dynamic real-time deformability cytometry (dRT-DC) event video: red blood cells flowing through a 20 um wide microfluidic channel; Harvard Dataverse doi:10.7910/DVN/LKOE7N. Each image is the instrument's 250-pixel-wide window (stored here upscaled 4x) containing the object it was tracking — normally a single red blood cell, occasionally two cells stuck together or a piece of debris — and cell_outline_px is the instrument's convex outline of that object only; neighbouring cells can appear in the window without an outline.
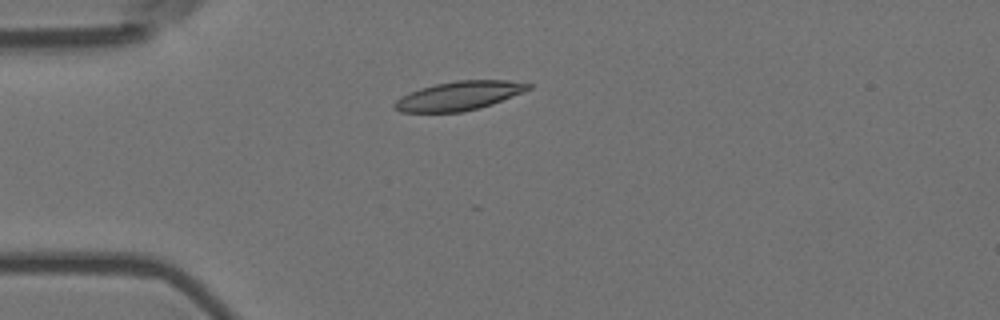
{"species": "Egyptian fruit bat (a non-hibernating species)", "species_latin": "Rousettus aegyptiacus", "temperature_condition": "room temperature", "stored_images_in_passage": 8, "camera_frame_rate_fps": 3000, "um_per_image_px": 0.085, "animal": {"sex": "female"}, "frame": {"image": 1, "passage_image": 4, "time_ms": 1.0, "image_size_px": [1000, 320], "cell_outline_px": [[532, 88], [492, 104], [480, 108], [460, 112], [400, 112], [392, 108], [392, 104], [400, 96], [408, 92], [420, 88], [436, 84], [456, 80], [508, 80], [532, 84]], "centroid_in_image_um": [38.97, 8.14], "position_along_channel_um": 46.0, "area_um2": 22.66}}
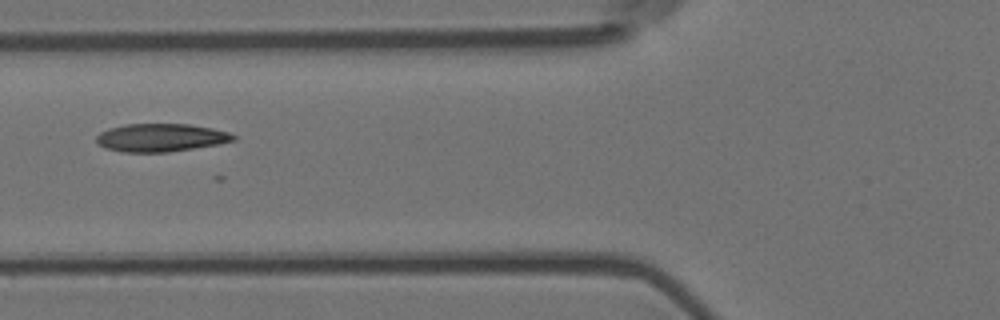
{"frame": {"image": 2, "passage_image": 6, "time_ms": 1.667, "image_size_px": [1000, 320], "cell_outline_px": [[236, 140], [220, 144], [168, 152], [124, 152], [104, 148], [96, 140], [96, 136], [100, 132], [108, 128], [128, 124], [188, 124], [212, 128], [228, 132], [236, 136]], "centroid_in_image_um": [13.68, 11.7], "position_along_channel_um": 112.1, "area_um2": 22.37}}
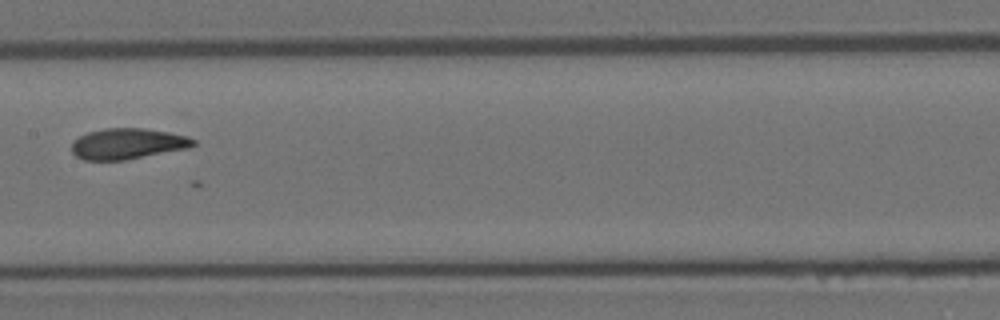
{"frame": {"image": 3, "passage_image": 8, "time_ms": 2.333, "image_size_px": [1000, 320], "cell_outline_px": [[196, 144], [192, 148], [124, 160], [84, 160], [76, 156], [72, 152], [72, 140], [88, 132], [104, 128], [144, 128], [168, 132], [188, 136], [196, 140]], "centroid_in_image_um": [10.88, 12.22], "position_along_channel_um": 196.5, "area_um2": 22.08}}